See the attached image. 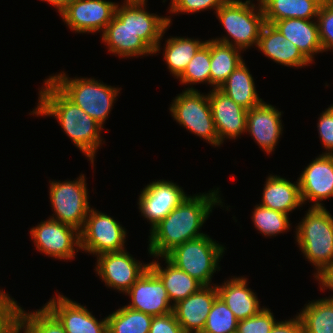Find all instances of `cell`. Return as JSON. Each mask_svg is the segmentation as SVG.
I'll return each instance as SVG.
<instances>
[{
    "instance_id": "cell-1",
    "label": "cell",
    "mask_w": 333,
    "mask_h": 333,
    "mask_svg": "<svg viewBox=\"0 0 333 333\" xmlns=\"http://www.w3.org/2000/svg\"><path fill=\"white\" fill-rule=\"evenodd\" d=\"M216 189L209 193L188 195L150 230L147 248L150 257H165L176 246L205 235L200 229L214 210L213 207H223L220 188Z\"/></svg>"
},
{
    "instance_id": "cell-2",
    "label": "cell",
    "mask_w": 333,
    "mask_h": 333,
    "mask_svg": "<svg viewBox=\"0 0 333 333\" xmlns=\"http://www.w3.org/2000/svg\"><path fill=\"white\" fill-rule=\"evenodd\" d=\"M39 91L38 105L31 111L35 116H53L73 144L88 158L92 167L102 145V129L98 122L69 100L48 78Z\"/></svg>"
},
{
    "instance_id": "cell-3",
    "label": "cell",
    "mask_w": 333,
    "mask_h": 333,
    "mask_svg": "<svg viewBox=\"0 0 333 333\" xmlns=\"http://www.w3.org/2000/svg\"><path fill=\"white\" fill-rule=\"evenodd\" d=\"M295 227V239L316 278L333 262V216L323 207H309Z\"/></svg>"
},
{
    "instance_id": "cell-4",
    "label": "cell",
    "mask_w": 333,
    "mask_h": 333,
    "mask_svg": "<svg viewBox=\"0 0 333 333\" xmlns=\"http://www.w3.org/2000/svg\"><path fill=\"white\" fill-rule=\"evenodd\" d=\"M66 72L49 76V80L75 105L83 109L103 128L121 88L106 85L95 78H71Z\"/></svg>"
},
{
    "instance_id": "cell-5",
    "label": "cell",
    "mask_w": 333,
    "mask_h": 333,
    "mask_svg": "<svg viewBox=\"0 0 333 333\" xmlns=\"http://www.w3.org/2000/svg\"><path fill=\"white\" fill-rule=\"evenodd\" d=\"M215 14L227 34L212 40L231 45L242 52L251 46L257 47L265 23L260 2L227 0Z\"/></svg>"
},
{
    "instance_id": "cell-6",
    "label": "cell",
    "mask_w": 333,
    "mask_h": 333,
    "mask_svg": "<svg viewBox=\"0 0 333 333\" xmlns=\"http://www.w3.org/2000/svg\"><path fill=\"white\" fill-rule=\"evenodd\" d=\"M224 249L225 246L205 234L176 246L165 257L203 286H211L213 274L220 271L219 262Z\"/></svg>"
},
{
    "instance_id": "cell-7",
    "label": "cell",
    "mask_w": 333,
    "mask_h": 333,
    "mask_svg": "<svg viewBox=\"0 0 333 333\" xmlns=\"http://www.w3.org/2000/svg\"><path fill=\"white\" fill-rule=\"evenodd\" d=\"M172 101L169 110L180 126L186 128L191 134L203 138L212 146L219 147V137L208 93L204 95L200 90H184Z\"/></svg>"
},
{
    "instance_id": "cell-8",
    "label": "cell",
    "mask_w": 333,
    "mask_h": 333,
    "mask_svg": "<svg viewBox=\"0 0 333 333\" xmlns=\"http://www.w3.org/2000/svg\"><path fill=\"white\" fill-rule=\"evenodd\" d=\"M49 183L50 204L54 211L50 218L81 231L91 209L85 175L81 174L73 181L50 180Z\"/></svg>"
},
{
    "instance_id": "cell-9",
    "label": "cell",
    "mask_w": 333,
    "mask_h": 333,
    "mask_svg": "<svg viewBox=\"0 0 333 333\" xmlns=\"http://www.w3.org/2000/svg\"><path fill=\"white\" fill-rule=\"evenodd\" d=\"M127 234L119 221L91 208L80 231V249L95 257L103 253L119 252L126 249Z\"/></svg>"
},
{
    "instance_id": "cell-10",
    "label": "cell",
    "mask_w": 333,
    "mask_h": 333,
    "mask_svg": "<svg viewBox=\"0 0 333 333\" xmlns=\"http://www.w3.org/2000/svg\"><path fill=\"white\" fill-rule=\"evenodd\" d=\"M148 0H124L117 5L115 15L154 51H161V40L172 23L170 16H159L146 9Z\"/></svg>"
},
{
    "instance_id": "cell-11",
    "label": "cell",
    "mask_w": 333,
    "mask_h": 333,
    "mask_svg": "<svg viewBox=\"0 0 333 333\" xmlns=\"http://www.w3.org/2000/svg\"><path fill=\"white\" fill-rule=\"evenodd\" d=\"M35 249L46 256L72 260L80 249V231L48 217L29 231Z\"/></svg>"
},
{
    "instance_id": "cell-12",
    "label": "cell",
    "mask_w": 333,
    "mask_h": 333,
    "mask_svg": "<svg viewBox=\"0 0 333 333\" xmlns=\"http://www.w3.org/2000/svg\"><path fill=\"white\" fill-rule=\"evenodd\" d=\"M95 272L107 287L125 294L149 268L127 250L103 253L97 256Z\"/></svg>"
},
{
    "instance_id": "cell-13",
    "label": "cell",
    "mask_w": 333,
    "mask_h": 333,
    "mask_svg": "<svg viewBox=\"0 0 333 333\" xmlns=\"http://www.w3.org/2000/svg\"><path fill=\"white\" fill-rule=\"evenodd\" d=\"M118 3L106 0H73L60 14L75 33L103 32L115 16Z\"/></svg>"
},
{
    "instance_id": "cell-14",
    "label": "cell",
    "mask_w": 333,
    "mask_h": 333,
    "mask_svg": "<svg viewBox=\"0 0 333 333\" xmlns=\"http://www.w3.org/2000/svg\"><path fill=\"white\" fill-rule=\"evenodd\" d=\"M140 192L139 212L149 222L150 230L188 196L177 183L164 179L150 182Z\"/></svg>"
},
{
    "instance_id": "cell-15",
    "label": "cell",
    "mask_w": 333,
    "mask_h": 333,
    "mask_svg": "<svg viewBox=\"0 0 333 333\" xmlns=\"http://www.w3.org/2000/svg\"><path fill=\"white\" fill-rule=\"evenodd\" d=\"M63 326L66 333H107V318L93 316L86 305L57 293L43 305Z\"/></svg>"
},
{
    "instance_id": "cell-16",
    "label": "cell",
    "mask_w": 333,
    "mask_h": 333,
    "mask_svg": "<svg viewBox=\"0 0 333 333\" xmlns=\"http://www.w3.org/2000/svg\"><path fill=\"white\" fill-rule=\"evenodd\" d=\"M130 303L127 307L152 316L173 312L166 288L161 279L148 268L125 293Z\"/></svg>"
},
{
    "instance_id": "cell-17",
    "label": "cell",
    "mask_w": 333,
    "mask_h": 333,
    "mask_svg": "<svg viewBox=\"0 0 333 333\" xmlns=\"http://www.w3.org/2000/svg\"><path fill=\"white\" fill-rule=\"evenodd\" d=\"M304 168L298 183L303 204L323 207V200L333 197V155L321 154Z\"/></svg>"
},
{
    "instance_id": "cell-18",
    "label": "cell",
    "mask_w": 333,
    "mask_h": 333,
    "mask_svg": "<svg viewBox=\"0 0 333 333\" xmlns=\"http://www.w3.org/2000/svg\"><path fill=\"white\" fill-rule=\"evenodd\" d=\"M212 116L219 137V146L224 140L237 139L246 132L247 109L237 104L219 89L208 92Z\"/></svg>"
},
{
    "instance_id": "cell-19",
    "label": "cell",
    "mask_w": 333,
    "mask_h": 333,
    "mask_svg": "<svg viewBox=\"0 0 333 333\" xmlns=\"http://www.w3.org/2000/svg\"><path fill=\"white\" fill-rule=\"evenodd\" d=\"M282 113L264 101L247 111L246 133L268 155L275 151L283 133Z\"/></svg>"
},
{
    "instance_id": "cell-20",
    "label": "cell",
    "mask_w": 333,
    "mask_h": 333,
    "mask_svg": "<svg viewBox=\"0 0 333 333\" xmlns=\"http://www.w3.org/2000/svg\"><path fill=\"white\" fill-rule=\"evenodd\" d=\"M212 284L202 286L196 293L174 304L173 313L185 333H201L204 329L212 304L218 297L216 284Z\"/></svg>"
},
{
    "instance_id": "cell-21",
    "label": "cell",
    "mask_w": 333,
    "mask_h": 333,
    "mask_svg": "<svg viewBox=\"0 0 333 333\" xmlns=\"http://www.w3.org/2000/svg\"><path fill=\"white\" fill-rule=\"evenodd\" d=\"M256 48L268 59L282 66L304 68L312 64L294 43L285 39L273 24L264 23Z\"/></svg>"
},
{
    "instance_id": "cell-22",
    "label": "cell",
    "mask_w": 333,
    "mask_h": 333,
    "mask_svg": "<svg viewBox=\"0 0 333 333\" xmlns=\"http://www.w3.org/2000/svg\"><path fill=\"white\" fill-rule=\"evenodd\" d=\"M101 37L102 43L104 42L107 46L108 52L117 55L119 58L154 55V51L116 15L104 29Z\"/></svg>"
},
{
    "instance_id": "cell-23",
    "label": "cell",
    "mask_w": 333,
    "mask_h": 333,
    "mask_svg": "<svg viewBox=\"0 0 333 333\" xmlns=\"http://www.w3.org/2000/svg\"><path fill=\"white\" fill-rule=\"evenodd\" d=\"M232 277L222 282V285H216L218 296L234 313L238 321L258 314L264 306H260L257 295L248 287V279L245 276Z\"/></svg>"
},
{
    "instance_id": "cell-24",
    "label": "cell",
    "mask_w": 333,
    "mask_h": 333,
    "mask_svg": "<svg viewBox=\"0 0 333 333\" xmlns=\"http://www.w3.org/2000/svg\"><path fill=\"white\" fill-rule=\"evenodd\" d=\"M273 25L285 39L294 43L311 63L315 61V54L323 53L316 19H283L275 21Z\"/></svg>"
},
{
    "instance_id": "cell-25",
    "label": "cell",
    "mask_w": 333,
    "mask_h": 333,
    "mask_svg": "<svg viewBox=\"0 0 333 333\" xmlns=\"http://www.w3.org/2000/svg\"><path fill=\"white\" fill-rule=\"evenodd\" d=\"M260 203L259 205L265 208L290 215V212L303 206L298 179L293 183L281 176L270 174L266 178Z\"/></svg>"
},
{
    "instance_id": "cell-26",
    "label": "cell",
    "mask_w": 333,
    "mask_h": 333,
    "mask_svg": "<svg viewBox=\"0 0 333 333\" xmlns=\"http://www.w3.org/2000/svg\"><path fill=\"white\" fill-rule=\"evenodd\" d=\"M149 263V268L161 279L167 290L170 302L174 305L178 301L196 293L203 285L186 272L178 269L166 257H155ZM159 258L164 259L166 267L162 268Z\"/></svg>"
},
{
    "instance_id": "cell-27",
    "label": "cell",
    "mask_w": 333,
    "mask_h": 333,
    "mask_svg": "<svg viewBox=\"0 0 333 333\" xmlns=\"http://www.w3.org/2000/svg\"><path fill=\"white\" fill-rule=\"evenodd\" d=\"M218 89L247 110L263 101L258 96L254 79L245 61L239 64Z\"/></svg>"
},
{
    "instance_id": "cell-28",
    "label": "cell",
    "mask_w": 333,
    "mask_h": 333,
    "mask_svg": "<svg viewBox=\"0 0 333 333\" xmlns=\"http://www.w3.org/2000/svg\"><path fill=\"white\" fill-rule=\"evenodd\" d=\"M266 23L283 19H316L320 4L315 0H261Z\"/></svg>"
},
{
    "instance_id": "cell-29",
    "label": "cell",
    "mask_w": 333,
    "mask_h": 333,
    "mask_svg": "<svg viewBox=\"0 0 333 333\" xmlns=\"http://www.w3.org/2000/svg\"><path fill=\"white\" fill-rule=\"evenodd\" d=\"M240 49L211 40L210 87L218 89L244 61Z\"/></svg>"
},
{
    "instance_id": "cell-30",
    "label": "cell",
    "mask_w": 333,
    "mask_h": 333,
    "mask_svg": "<svg viewBox=\"0 0 333 333\" xmlns=\"http://www.w3.org/2000/svg\"><path fill=\"white\" fill-rule=\"evenodd\" d=\"M206 43L186 37H170L165 40L163 58L170 74L176 79L183 73L196 52Z\"/></svg>"
},
{
    "instance_id": "cell-31",
    "label": "cell",
    "mask_w": 333,
    "mask_h": 333,
    "mask_svg": "<svg viewBox=\"0 0 333 333\" xmlns=\"http://www.w3.org/2000/svg\"><path fill=\"white\" fill-rule=\"evenodd\" d=\"M297 315L304 333H333V298L312 300Z\"/></svg>"
},
{
    "instance_id": "cell-32",
    "label": "cell",
    "mask_w": 333,
    "mask_h": 333,
    "mask_svg": "<svg viewBox=\"0 0 333 333\" xmlns=\"http://www.w3.org/2000/svg\"><path fill=\"white\" fill-rule=\"evenodd\" d=\"M107 318V333H149L153 316L122 306Z\"/></svg>"
},
{
    "instance_id": "cell-33",
    "label": "cell",
    "mask_w": 333,
    "mask_h": 333,
    "mask_svg": "<svg viewBox=\"0 0 333 333\" xmlns=\"http://www.w3.org/2000/svg\"><path fill=\"white\" fill-rule=\"evenodd\" d=\"M66 333L59 321L43 306L32 312L21 308L15 333Z\"/></svg>"
},
{
    "instance_id": "cell-34",
    "label": "cell",
    "mask_w": 333,
    "mask_h": 333,
    "mask_svg": "<svg viewBox=\"0 0 333 333\" xmlns=\"http://www.w3.org/2000/svg\"><path fill=\"white\" fill-rule=\"evenodd\" d=\"M210 60H211V40L196 52L183 73L177 78L180 84L189 86L185 90H198L192 85L204 84L210 85ZM192 86V87H191Z\"/></svg>"
},
{
    "instance_id": "cell-35",
    "label": "cell",
    "mask_w": 333,
    "mask_h": 333,
    "mask_svg": "<svg viewBox=\"0 0 333 333\" xmlns=\"http://www.w3.org/2000/svg\"><path fill=\"white\" fill-rule=\"evenodd\" d=\"M254 228L266 237H274L290 230L289 215L280 211L265 208L256 204L252 211Z\"/></svg>"
},
{
    "instance_id": "cell-36",
    "label": "cell",
    "mask_w": 333,
    "mask_h": 333,
    "mask_svg": "<svg viewBox=\"0 0 333 333\" xmlns=\"http://www.w3.org/2000/svg\"><path fill=\"white\" fill-rule=\"evenodd\" d=\"M237 323L234 313L218 296L212 304L201 333H236Z\"/></svg>"
},
{
    "instance_id": "cell-37",
    "label": "cell",
    "mask_w": 333,
    "mask_h": 333,
    "mask_svg": "<svg viewBox=\"0 0 333 333\" xmlns=\"http://www.w3.org/2000/svg\"><path fill=\"white\" fill-rule=\"evenodd\" d=\"M277 321L271 309L264 307L258 314L238 321L236 333H270Z\"/></svg>"
},
{
    "instance_id": "cell-38",
    "label": "cell",
    "mask_w": 333,
    "mask_h": 333,
    "mask_svg": "<svg viewBox=\"0 0 333 333\" xmlns=\"http://www.w3.org/2000/svg\"><path fill=\"white\" fill-rule=\"evenodd\" d=\"M323 52L333 50V3L321 5L316 18Z\"/></svg>"
},
{
    "instance_id": "cell-39",
    "label": "cell",
    "mask_w": 333,
    "mask_h": 333,
    "mask_svg": "<svg viewBox=\"0 0 333 333\" xmlns=\"http://www.w3.org/2000/svg\"><path fill=\"white\" fill-rule=\"evenodd\" d=\"M227 0H171L170 9L168 13L184 14V13H197L200 11L215 10L214 13L226 2Z\"/></svg>"
},
{
    "instance_id": "cell-40",
    "label": "cell",
    "mask_w": 333,
    "mask_h": 333,
    "mask_svg": "<svg viewBox=\"0 0 333 333\" xmlns=\"http://www.w3.org/2000/svg\"><path fill=\"white\" fill-rule=\"evenodd\" d=\"M21 308L9 294L0 302V333H15Z\"/></svg>"
},
{
    "instance_id": "cell-41",
    "label": "cell",
    "mask_w": 333,
    "mask_h": 333,
    "mask_svg": "<svg viewBox=\"0 0 333 333\" xmlns=\"http://www.w3.org/2000/svg\"><path fill=\"white\" fill-rule=\"evenodd\" d=\"M317 128L321 144L326 150L322 154L333 155V110L330 106L320 114Z\"/></svg>"
},
{
    "instance_id": "cell-42",
    "label": "cell",
    "mask_w": 333,
    "mask_h": 333,
    "mask_svg": "<svg viewBox=\"0 0 333 333\" xmlns=\"http://www.w3.org/2000/svg\"><path fill=\"white\" fill-rule=\"evenodd\" d=\"M149 333H185L173 312L153 316Z\"/></svg>"
},
{
    "instance_id": "cell-43",
    "label": "cell",
    "mask_w": 333,
    "mask_h": 333,
    "mask_svg": "<svg viewBox=\"0 0 333 333\" xmlns=\"http://www.w3.org/2000/svg\"><path fill=\"white\" fill-rule=\"evenodd\" d=\"M270 333H304L302 321L297 314L292 319L277 321Z\"/></svg>"
},
{
    "instance_id": "cell-44",
    "label": "cell",
    "mask_w": 333,
    "mask_h": 333,
    "mask_svg": "<svg viewBox=\"0 0 333 333\" xmlns=\"http://www.w3.org/2000/svg\"><path fill=\"white\" fill-rule=\"evenodd\" d=\"M315 279L319 281L321 291L329 289L333 292V262ZM329 297L333 298V295Z\"/></svg>"
},
{
    "instance_id": "cell-45",
    "label": "cell",
    "mask_w": 333,
    "mask_h": 333,
    "mask_svg": "<svg viewBox=\"0 0 333 333\" xmlns=\"http://www.w3.org/2000/svg\"><path fill=\"white\" fill-rule=\"evenodd\" d=\"M40 1H44L52 5L60 15L73 0H40Z\"/></svg>"
},
{
    "instance_id": "cell-46",
    "label": "cell",
    "mask_w": 333,
    "mask_h": 333,
    "mask_svg": "<svg viewBox=\"0 0 333 333\" xmlns=\"http://www.w3.org/2000/svg\"><path fill=\"white\" fill-rule=\"evenodd\" d=\"M8 295L3 289H0V302Z\"/></svg>"
},
{
    "instance_id": "cell-47",
    "label": "cell",
    "mask_w": 333,
    "mask_h": 333,
    "mask_svg": "<svg viewBox=\"0 0 333 333\" xmlns=\"http://www.w3.org/2000/svg\"><path fill=\"white\" fill-rule=\"evenodd\" d=\"M315 1H317L320 5L328 3V0H315Z\"/></svg>"
},
{
    "instance_id": "cell-48",
    "label": "cell",
    "mask_w": 333,
    "mask_h": 333,
    "mask_svg": "<svg viewBox=\"0 0 333 333\" xmlns=\"http://www.w3.org/2000/svg\"><path fill=\"white\" fill-rule=\"evenodd\" d=\"M235 1H237V0H235ZM248 1H254V0H248ZM257 2H260L261 0H256Z\"/></svg>"
}]
</instances>
